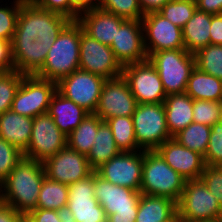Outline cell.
<instances>
[{
	"label": "cell",
	"mask_w": 222,
	"mask_h": 222,
	"mask_svg": "<svg viewBox=\"0 0 222 222\" xmlns=\"http://www.w3.org/2000/svg\"><path fill=\"white\" fill-rule=\"evenodd\" d=\"M106 79L77 69L57 82V91L89 113H95Z\"/></svg>",
	"instance_id": "cell-11"
},
{
	"label": "cell",
	"mask_w": 222,
	"mask_h": 222,
	"mask_svg": "<svg viewBox=\"0 0 222 222\" xmlns=\"http://www.w3.org/2000/svg\"><path fill=\"white\" fill-rule=\"evenodd\" d=\"M211 127L193 122L177 133L173 138L184 147L201 154L207 151Z\"/></svg>",
	"instance_id": "cell-32"
},
{
	"label": "cell",
	"mask_w": 222,
	"mask_h": 222,
	"mask_svg": "<svg viewBox=\"0 0 222 222\" xmlns=\"http://www.w3.org/2000/svg\"><path fill=\"white\" fill-rule=\"evenodd\" d=\"M141 22L147 56L162 50L185 49L182 29L159 12L145 14Z\"/></svg>",
	"instance_id": "cell-14"
},
{
	"label": "cell",
	"mask_w": 222,
	"mask_h": 222,
	"mask_svg": "<svg viewBox=\"0 0 222 222\" xmlns=\"http://www.w3.org/2000/svg\"><path fill=\"white\" fill-rule=\"evenodd\" d=\"M94 195L107 215V222H135L140 191L118 186L94 171Z\"/></svg>",
	"instance_id": "cell-5"
},
{
	"label": "cell",
	"mask_w": 222,
	"mask_h": 222,
	"mask_svg": "<svg viewBox=\"0 0 222 222\" xmlns=\"http://www.w3.org/2000/svg\"><path fill=\"white\" fill-rule=\"evenodd\" d=\"M15 70L12 59L11 42L0 38V72Z\"/></svg>",
	"instance_id": "cell-43"
},
{
	"label": "cell",
	"mask_w": 222,
	"mask_h": 222,
	"mask_svg": "<svg viewBox=\"0 0 222 222\" xmlns=\"http://www.w3.org/2000/svg\"><path fill=\"white\" fill-rule=\"evenodd\" d=\"M67 146V136L59 130L53 118L48 114H39L33 118L32 134L25 158L44 162Z\"/></svg>",
	"instance_id": "cell-12"
},
{
	"label": "cell",
	"mask_w": 222,
	"mask_h": 222,
	"mask_svg": "<svg viewBox=\"0 0 222 222\" xmlns=\"http://www.w3.org/2000/svg\"><path fill=\"white\" fill-rule=\"evenodd\" d=\"M193 100L221 101L222 80L195 67L185 90Z\"/></svg>",
	"instance_id": "cell-27"
},
{
	"label": "cell",
	"mask_w": 222,
	"mask_h": 222,
	"mask_svg": "<svg viewBox=\"0 0 222 222\" xmlns=\"http://www.w3.org/2000/svg\"><path fill=\"white\" fill-rule=\"evenodd\" d=\"M177 217V203L154 195L141 194L135 222H172Z\"/></svg>",
	"instance_id": "cell-25"
},
{
	"label": "cell",
	"mask_w": 222,
	"mask_h": 222,
	"mask_svg": "<svg viewBox=\"0 0 222 222\" xmlns=\"http://www.w3.org/2000/svg\"><path fill=\"white\" fill-rule=\"evenodd\" d=\"M137 101L123 76L107 79L102 87L95 110L103 121L118 116L129 117L135 112Z\"/></svg>",
	"instance_id": "cell-17"
},
{
	"label": "cell",
	"mask_w": 222,
	"mask_h": 222,
	"mask_svg": "<svg viewBox=\"0 0 222 222\" xmlns=\"http://www.w3.org/2000/svg\"><path fill=\"white\" fill-rule=\"evenodd\" d=\"M210 44L222 45V14H212Z\"/></svg>",
	"instance_id": "cell-45"
},
{
	"label": "cell",
	"mask_w": 222,
	"mask_h": 222,
	"mask_svg": "<svg viewBox=\"0 0 222 222\" xmlns=\"http://www.w3.org/2000/svg\"><path fill=\"white\" fill-rule=\"evenodd\" d=\"M177 217L185 222L218 219L222 205L201 179L187 180L177 203Z\"/></svg>",
	"instance_id": "cell-7"
},
{
	"label": "cell",
	"mask_w": 222,
	"mask_h": 222,
	"mask_svg": "<svg viewBox=\"0 0 222 222\" xmlns=\"http://www.w3.org/2000/svg\"><path fill=\"white\" fill-rule=\"evenodd\" d=\"M93 142L94 144L86 157L94 171L121 152L117 148L113 133L105 121L98 127Z\"/></svg>",
	"instance_id": "cell-28"
},
{
	"label": "cell",
	"mask_w": 222,
	"mask_h": 222,
	"mask_svg": "<svg viewBox=\"0 0 222 222\" xmlns=\"http://www.w3.org/2000/svg\"><path fill=\"white\" fill-rule=\"evenodd\" d=\"M33 118L13 111L0 114V137L24 152L31 139Z\"/></svg>",
	"instance_id": "cell-23"
},
{
	"label": "cell",
	"mask_w": 222,
	"mask_h": 222,
	"mask_svg": "<svg viewBox=\"0 0 222 222\" xmlns=\"http://www.w3.org/2000/svg\"><path fill=\"white\" fill-rule=\"evenodd\" d=\"M45 177L43 162L23 157L0 184V200L28 214L36 208Z\"/></svg>",
	"instance_id": "cell-2"
},
{
	"label": "cell",
	"mask_w": 222,
	"mask_h": 222,
	"mask_svg": "<svg viewBox=\"0 0 222 222\" xmlns=\"http://www.w3.org/2000/svg\"><path fill=\"white\" fill-rule=\"evenodd\" d=\"M132 119L136 143L143 151H154L172 138L167 127L164 103L137 104Z\"/></svg>",
	"instance_id": "cell-8"
},
{
	"label": "cell",
	"mask_w": 222,
	"mask_h": 222,
	"mask_svg": "<svg viewBox=\"0 0 222 222\" xmlns=\"http://www.w3.org/2000/svg\"><path fill=\"white\" fill-rule=\"evenodd\" d=\"M68 185L45 177L41 184L36 208L59 210L68 203Z\"/></svg>",
	"instance_id": "cell-31"
},
{
	"label": "cell",
	"mask_w": 222,
	"mask_h": 222,
	"mask_svg": "<svg viewBox=\"0 0 222 222\" xmlns=\"http://www.w3.org/2000/svg\"><path fill=\"white\" fill-rule=\"evenodd\" d=\"M24 0H14L11 7L0 5V38L12 41L16 30L17 18Z\"/></svg>",
	"instance_id": "cell-38"
},
{
	"label": "cell",
	"mask_w": 222,
	"mask_h": 222,
	"mask_svg": "<svg viewBox=\"0 0 222 222\" xmlns=\"http://www.w3.org/2000/svg\"><path fill=\"white\" fill-rule=\"evenodd\" d=\"M143 150L120 152L95 172L112 184L140 191L142 181Z\"/></svg>",
	"instance_id": "cell-15"
},
{
	"label": "cell",
	"mask_w": 222,
	"mask_h": 222,
	"mask_svg": "<svg viewBox=\"0 0 222 222\" xmlns=\"http://www.w3.org/2000/svg\"><path fill=\"white\" fill-rule=\"evenodd\" d=\"M194 56L199 70L222 80V45L208 44Z\"/></svg>",
	"instance_id": "cell-33"
},
{
	"label": "cell",
	"mask_w": 222,
	"mask_h": 222,
	"mask_svg": "<svg viewBox=\"0 0 222 222\" xmlns=\"http://www.w3.org/2000/svg\"><path fill=\"white\" fill-rule=\"evenodd\" d=\"M110 48L122 67L147 60L141 20H125Z\"/></svg>",
	"instance_id": "cell-19"
},
{
	"label": "cell",
	"mask_w": 222,
	"mask_h": 222,
	"mask_svg": "<svg viewBox=\"0 0 222 222\" xmlns=\"http://www.w3.org/2000/svg\"><path fill=\"white\" fill-rule=\"evenodd\" d=\"M212 14L196 9L191 19L182 28L184 48L190 54L210 44V26Z\"/></svg>",
	"instance_id": "cell-26"
},
{
	"label": "cell",
	"mask_w": 222,
	"mask_h": 222,
	"mask_svg": "<svg viewBox=\"0 0 222 222\" xmlns=\"http://www.w3.org/2000/svg\"><path fill=\"white\" fill-rule=\"evenodd\" d=\"M185 179L156 151H143L141 194L166 197L178 203Z\"/></svg>",
	"instance_id": "cell-4"
},
{
	"label": "cell",
	"mask_w": 222,
	"mask_h": 222,
	"mask_svg": "<svg viewBox=\"0 0 222 222\" xmlns=\"http://www.w3.org/2000/svg\"><path fill=\"white\" fill-rule=\"evenodd\" d=\"M104 121L95 113H89L82 122L67 136V146L87 155L94 144L98 127Z\"/></svg>",
	"instance_id": "cell-29"
},
{
	"label": "cell",
	"mask_w": 222,
	"mask_h": 222,
	"mask_svg": "<svg viewBox=\"0 0 222 222\" xmlns=\"http://www.w3.org/2000/svg\"><path fill=\"white\" fill-rule=\"evenodd\" d=\"M70 21L64 15L24 0L11 41L15 70L24 75H35L42 68L53 42Z\"/></svg>",
	"instance_id": "cell-1"
},
{
	"label": "cell",
	"mask_w": 222,
	"mask_h": 222,
	"mask_svg": "<svg viewBox=\"0 0 222 222\" xmlns=\"http://www.w3.org/2000/svg\"><path fill=\"white\" fill-rule=\"evenodd\" d=\"M57 213L61 222H76L67 205L57 210Z\"/></svg>",
	"instance_id": "cell-50"
},
{
	"label": "cell",
	"mask_w": 222,
	"mask_h": 222,
	"mask_svg": "<svg viewBox=\"0 0 222 222\" xmlns=\"http://www.w3.org/2000/svg\"><path fill=\"white\" fill-rule=\"evenodd\" d=\"M24 74L13 70L0 72V114L11 109L12 102Z\"/></svg>",
	"instance_id": "cell-35"
},
{
	"label": "cell",
	"mask_w": 222,
	"mask_h": 222,
	"mask_svg": "<svg viewBox=\"0 0 222 222\" xmlns=\"http://www.w3.org/2000/svg\"><path fill=\"white\" fill-rule=\"evenodd\" d=\"M23 214L0 200V222H19Z\"/></svg>",
	"instance_id": "cell-46"
},
{
	"label": "cell",
	"mask_w": 222,
	"mask_h": 222,
	"mask_svg": "<svg viewBox=\"0 0 222 222\" xmlns=\"http://www.w3.org/2000/svg\"><path fill=\"white\" fill-rule=\"evenodd\" d=\"M122 76L127 81L137 104L164 103L167 95L159 73L149 59L124 66Z\"/></svg>",
	"instance_id": "cell-10"
},
{
	"label": "cell",
	"mask_w": 222,
	"mask_h": 222,
	"mask_svg": "<svg viewBox=\"0 0 222 222\" xmlns=\"http://www.w3.org/2000/svg\"><path fill=\"white\" fill-rule=\"evenodd\" d=\"M178 220V217H176L172 222H177Z\"/></svg>",
	"instance_id": "cell-53"
},
{
	"label": "cell",
	"mask_w": 222,
	"mask_h": 222,
	"mask_svg": "<svg viewBox=\"0 0 222 222\" xmlns=\"http://www.w3.org/2000/svg\"><path fill=\"white\" fill-rule=\"evenodd\" d=\"M28 215L35 222H61L57 210L35 208Z\"/></svg>",
	"instance_id": "cell-44"
},
{
	"label": "cell",
	"mask_w": 222,
	"mask_h": 222,
	"mask_svg": "<svg viewBox=\"0 0 222 222\" xmlns=\"http://www.w3.org/2000/svg\"><path fill=\"white\" fill-rule=\"evenodd\" d=\"M156 151L162 156L165 162L186 181L201 178L205 168L203 156L184 147L173 137L164 141Z\"/></svg>",
	"instance_id": "cell-20"
},
{
	"label": "cell",
	"mask_w": 222,
	"mask_h": 222,
	"mask_svg": "<svg viewBox=\"0 0 222 222\" xmlns=\"http://www.w3.org/2000/svg\"><path fill=\"white\" fill-rule=\"evenodd\" d=\"M47 113L66 136L75 130L89 114L84 108L67 99L58 91L52 96Z\"/></svg>",
	"instance_id": "cell-22"
},
{
	"label": "cell",
	"mask_w": 222,
	"mask_h": 222,
	"mask_svg": "<svg viewBox=\"0 0 222 222\" xmlns=\"http://www.w3.org/2000/svg\"><path fill=\"white\" fill-rule=\"evenodd\" d=\"M74 9L82 14L89 10L99 8L100 0H72Z\"/></svg>",
	"instance_id": "cell-49"
},
{
	"label": "cell",
	"mask_w": 222,
	"mask_h": 222,
	"mask_svg": "<svg viewBox=\"0 0 222 222\" xmlns=\"http://www.w3.org/2000/svg\"><path fill=\"white\" fill-rule=\"evenodd\" d=\"M197 9L210 14H222V0H195Z\"/></svg>",
	"instance_id": "cell-47"
},
{
	"label": "cell",
	"mask_w": 222,
	"mask_h": 222,
	"mask_svg": "<svg viewBox=\"0 0 222 222\" xmlns=\"http://www.w3.org/2000/svg\"><path fill=\"white\" fill-rule=\"evenodd\" d=\"M170 0H138L139 5L145 14L158 12Z\"/></svg>",
	"instance_id": "cell-48"
},
{
	"label": "cell",
	"mask_w": 222,
	"mask_h": 222,
	"mask_svg": "<svg viewBox=\"0 0 222 222\" xmlns=\"http://www.w3.org/2000/svg\"><path fill=\"white\" fill-rule=\"evenodd\" d=\"M196 222H222V217L213 220H204V221H196Z\"/></svg>",
	"instance_id": "cell-52"
},
{
	"label": "cell",
	"mask_w": 222,
	"mask_h": 222,
	"mask_svg": "<svg viewBox=\"0 0 222 222\" xmlns=\"http://www.w3.org/2000/svg\"><path fill=\"white\" fill-rule=\"evenodd\" d=\"M125 20L101 8L86 11L77 19L87 35L108 46H111L117 30Z\"/></svg>",
	"instance_id": "cell-21"
},
{
	"label": "cell",
	"mask_w": 222,
	"mask_h": 222,
	"mask_svg": "<svg viewBox=\"0 0 222 222\" xmlns=\"http://www.w3.org/2000/svg\"><path fill=\"white\" fill-rule=\"evenodd\" d=\"M43 166L48 179L67 185L85 179L94 172L86 155L68 146L46 159Z\"/></svg>",
	"instance_id": "cell-16"
},
{
	"label": "cell",
	"mask_w": 222,
	"mask_h": 222,
	"mask_svg": "<svg viewBox=\"0 0 222 222\" xmlns=\"http://www.w3.org/2000/svg\"><path fill=\"white\" fill-rule=\"evenodd\" d=\"M99 8L126 20H142L144 16L138 0H100Z\"/></svg>",
	"instance_id": "cell-37"
},
{
	"label": "cell",
	"mask_w": 222,
	"mask_h": 222,
	"mask_svg": "<svg viewBox=\"0 0 222 222\" xmlns=\"http://www.w3.org/2000/svg\"><path fill=\"white\" fill-rule=\"evenodd\" d=\"M148 59L159 73L167 96L185 93L190 74L196 67L193 54L185 49L162 50L151 53Z\"/></svg>",
	"instance_id": "cell-6"
},
{
	"label": "cell",
	"mask_w": 222,
	"mask_h": 222,
	"mask_svg": "<svg viewBox=\"0 0 222 222\" xmlns=\"http://www.w3.org/2000/svg\"><path fill=\"white\" fill-rule=\"evenodd\" d=\"M164 108L171 137L193 123V99L187 93L168 95Z\"/></svg>",
	"instance_id": "cell-24"
},
{
	"label": "cell",
	"mask_w": 222,
	"mask_h": 222,
	"mask_svg": "<svg viewBox=\"0 0 222 222\" xmlns=\"http://www.w3.org/2000/svg\"><path fill=\"white\" fill-rule=\"evenodd\" d=\"M23 157L19 148L0 137V184Z\"/></svg>",
	"instance_id": "cell-39"
},
{
	"label": "cell",
	"mask_w": 222,
	"mask_h": 222,
	"mask_svg": "<svg viewBox=\"0 0 222 222\" xmlns=\"http://www.w3.org/2000/svg\"><path fill=\"white\" fill-rule=\"evenodd\" d=\"M203 158L205 165L222 166V121L211 126L209 144Z\"/></svg>",
	"instance_id": "cell-40"
},
{
	"label": "cell",
	"mask_w": 222,
	"mask_h": 222,
	"mask_svg": "<svg viewBox=\"0 0 222 222\" xmlns=\"http://www.w3.org/2000/svg\"><path fill=\"white\" fill-rule=\"evenodd\" d=\"M37 7L59 13L70 20H77L79 13L74 9L72 0H30Z\"/></svg>",
	"instance_id": "cell-42"
},
{
	"label": "cell",
	"mask_w": 222,
	"mask_h": 222,
	"mask_svg": "<svg viewBox=\"0 0 222 222\" xmlns=\"http://www.w3.org/2000/svg\"><path fill=\"white\" fill-rule=\"evenodd\" d=\"M56 91L57 82L35 75H24L10 110L22 116L35 118L48 112L51 98Z\"/></svg>",
	"instance_id": "cell-9"
},
{
	"label": "cell",
	"mask_w": 222,
	"mask_h": 222,
	"mask_svg": "<svg viewBox=\"0 0 222 222\" xmlns=\"http://www.w3.org/2000/svg\"><path fill=\"white\" fill-rule=\"evenodd\" d=\"M79 69L107 79L122 76L123 67L117 61L110 46L87 35L81 26Z\"/></svg>",
	"instance_id": "cell-13"
},
{
	"label": "cell",
	"mask_w": 222,
	"mask_h": 222,
	"mask_svg": "<svg viewBox=\"0 0 222 222\" xmlns=\"http://www.w3.org/2000/svg\"><path fill=\"white\" fill-rule=\"evenodd\" d=\"M19 222H35L28 214H23Z\"/></svg>",
	"instance_id": "cell-51"
},
{
	"label": "cell",
	"mask_w": 222,
	"mask_h": 222,
	"mask_svg": "<svg viewBox=\"0 0 222 222\" xmlns=\"http://www.w3.org/2000/svg\"><path fill=\"white\" fill-rule=\"evenodd\" d=\"M196 9L195 0H170L158 12L182 29Z\"/></svg>",
	"instance_id": "cell-34"
},
{
	"label": "cell",
	"mask_w": 222,
	"mask_h": 222,
	"mask_svg": "<svg viewBox=\"0 0 222 222\" xmlns=\"http://www.w3.org/2000/svg\"><path fill=\"white\" fill-rule=\"evenodd\" d=\"M200 179L222 205V166L205 165Z\"/></svg>",
	"instance_id": "cell-41"
},
{
	"label": "cell",
	"mask_w": 222,
	"mask_h": 222,
	"mask_svg": "<svg viewBox=\"0 0 222 222\" xmlns=\"http://www.w3.org/2000/svg\"><path fill=\"white\" fill-rule=\"evenodd\" d=\"M193 122L212 126L222 121L220 101L193 100Z\"/></svg>",
	"instance_id": "cell-36"
},
{
	"label": "cell",
	"mask_w": 222,
	"mask_h": 222,
	"mask_svg": "<svg viewBox=\"0 0 222 222\" xmlns=\"http://www.w3.org/2000/svg\"><path fill=\"white\" fill-rule=\"evenodd\" d=\"M105 122L110 127L116 146L121 152H136L141 150L136 143L132 116L112 117L105 120Z\"/></svg>",
	"instance_id": "cell-30"
},
{
	"label": "cell",
	"mask_w": 222,
	"mask_h": 222,
	"mask_svg": "<svg viewBox=\"0 0 222 222\" xmlns=\"http://www.w3.org/2000/svg\"><path fill=\"white\" fill-rule=\"evenodd\" d=\"M68 203L76 222H107V215L94 195V172L68 185Z\"/></svg>",
	"instance_id": "cell-18"
},
{
	"label": "cell",
	"mask_w": 222,
	"mask_h": 222,
	"mask_svg": "<svg viewBox=\"0 0 222 222\" xmlns=\"http://www.w3.org/2000/svg\"><path fill=\"white\" fill-rule=\"evenodd\" d=\"M80 37L81 24L71 20L53 42L42 68L35 76L58 82L79 69Z\"/></svg>",
	"instance_id": "cell-3"
}]
</instances>
